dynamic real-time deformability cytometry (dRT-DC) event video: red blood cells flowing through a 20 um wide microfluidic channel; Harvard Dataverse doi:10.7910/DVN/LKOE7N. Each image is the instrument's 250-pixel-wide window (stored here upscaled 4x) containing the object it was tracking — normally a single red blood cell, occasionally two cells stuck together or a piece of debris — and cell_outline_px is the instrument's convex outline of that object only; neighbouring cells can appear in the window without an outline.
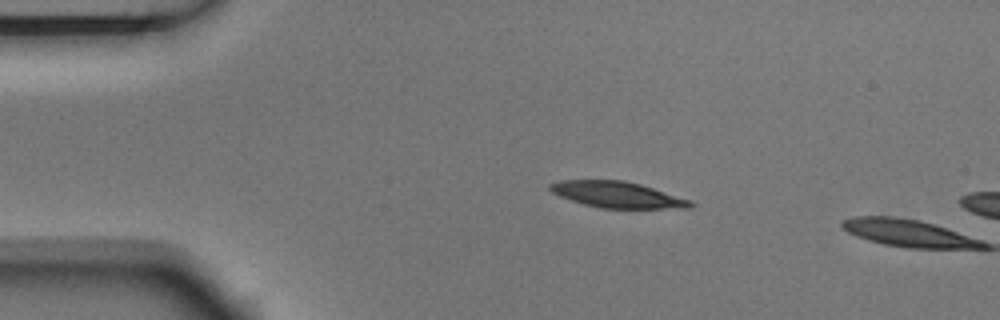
{"species": "Egyptian fruit bat (a non-hibernating species)", "species_latin": "Rousettus aegyptiacus", "temperature_condition": "room temperature", "stored_images_in_passage": 2, "camera_frame_rate_fps": 3000, "um_per_image_px": 0.085, "animal": {"sex": "male"}, "frame": {"image": 1, "passage_image": 1, "time_ms": 0.0, "image_size_px": [1000, 320], "cell_outline_px": [[696, 204], [692, 208], [600, 208], [584, 204], [560, 196], [552, 192], [548, 188], [548, 184], [560, 180], [624, 180], [640, 184], [692, 200]], "centroid_in_image_um": [52.49, 16.54], "position_along_channel_um": 32.5, "area_um2": 21.39}}